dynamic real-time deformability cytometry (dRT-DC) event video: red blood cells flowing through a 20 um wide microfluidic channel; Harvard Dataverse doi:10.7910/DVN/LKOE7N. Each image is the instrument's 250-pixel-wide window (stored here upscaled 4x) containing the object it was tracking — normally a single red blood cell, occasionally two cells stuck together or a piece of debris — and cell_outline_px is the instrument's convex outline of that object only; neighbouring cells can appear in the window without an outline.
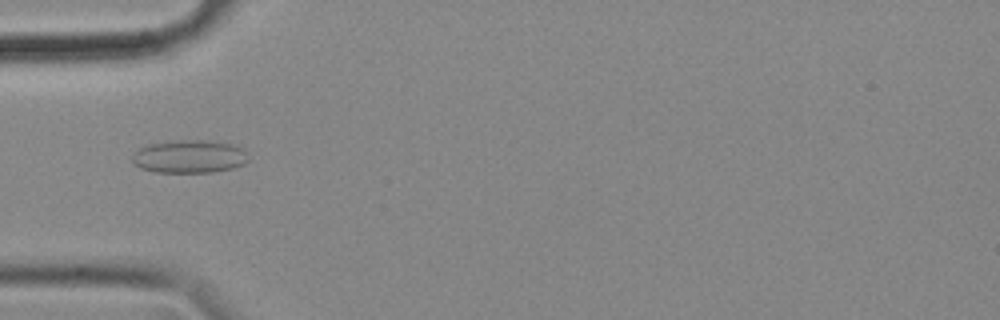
{"species": "common noctule bat (a hibernating species)", "species_latin": "Nyctalus noctula", "temperature_condition": "cold", "stored_images_in_passage": 5, "camera_frame_rate_fps": 3000, "um_per_image_px": 0.085, "animal": {"sex": "female", "body_mass_g": 18.4}, "frame": {"image": 1, "passage_image": 1, "time_ms": 0.0, "image_size_px": [1000, 320], "cell_outline_px": [[248, 160], [244, 164], [232, 168], [212, 172], [156, 172], [140, 168], [132, 164], [132, 156], [140, 148], [148, 144], [180, 140], [208, 140], [228, 144], [240, 148], [244, 152]], "centroid_in_image_um": [16.04, 13.31], "position_along_channel_um": 69.0, "area_um2": 22.08}}